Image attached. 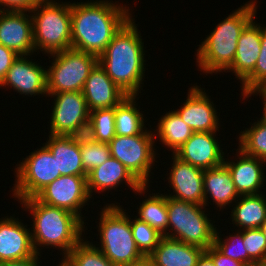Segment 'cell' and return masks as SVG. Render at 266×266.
I'll use <instances>...</instances> for the list:
<instances>
[{
	"label": "cell",
	"instance_id": "6da1fadb",
	"mask_svg": "<svg viewBox=\"0 0 266 266\" xmlns=\"http://www.w3.org/2000/svg\"><path fill=\"white\" fill-rule=\"evenodd\" d=\"M109 1L71 3L73 49L99 57L114 34L132 16L129 6Z\"/></svg>",
	"mask_w": 266,
	"mask_h": 266
},
{
	"label": "cell",
	"instance_id": "7a4b0ae2",
	"mask_svg": "<svg viewBox=\"0 0 266 266\" xmlns=\"http://www.w3.org/2000/svg\"><path fill=\"white\" fill-rule=\"evenodd\" d=\"M134 20L131 16L114 34L98 63L124 93L138 96L143 90L146 51Z\"/></svg>",
	"mask_w": 266,
	"mask_h": 266
},
{
	"label": "cell",
	"instance_id": "3957f363",
	"mask_svg": "<svg viewBox=\"0 0 266 266\" xmlns=\"http://www.w3.org/2000/svg\"><path fill=\"white\" fill-rule=\"evenodd\" d=\"M18 202L21 203L22 209L25 208L24 210L33 216L31 236L38 255L41 254V247H53L63 253V260L84 239L82 233L85 234V223L74 213L42 203L35 197L21 199Z\"/></svg>",
	"mask_w": 266,
	"mask_h": 266
},
{
	"label": "cell",
	"instance_id": "277c9868",
	"mask_svg": "<svg viewBox=\"0 0 266 266\" xmlns=\"http://www.w3.org/2000/svg\"><path fill=\"white\" fill-rule=\"evenodd\" d=\"M257 0H250L215 26L199 44L195 56L197 66L204 74L226 72L234 61L238 39L245 26L255 18Z\"/></svg>",
	"mask_w": 266,
	"mask_h": 266
},
{
	"label": "cell",
	"instance_id": "5b68a950",
	"mask_svg": "<svg viewBox=\"0 0 266 266\" xmlns=\"http://www.w3.org/2000/svg\"><path fill=\"white\" fill-rule=\"evenodd\" d=\"M30 13L35 52L50 55L72 48L71 2L41 0Z\"/></svg>",
	"mask_w": 266,
	"mask_h": 266
},
{
	"label": "cell",
	"instance_id": "8992f818",
	"mask_svg": "<svg viewBox=\"0 0 266 266\" xmlns=\"http://www.w3.org/2000/svg\"><path fill=\"white\" fill-rule=\"evenodd\" d=\"M116 204L108 203L103 209L101 208L99 226L97 225L101 243L94 246L111 263L123 266L139 260L144 255L137 248L133 238L130 215L120 203Z\"/></svg>",
	"mask_w": 266,
	"mask_h": 266
},
{
	"label": "cell",
	"instance_id": "52a82bcc",
	"mask_svg": "<svg viewBox=\"0 0 266 266\" xmlns=\"http://www.w3.org/2000/svg\"><path fill=\"white\" fill-rule=\"evenodd\" d=\"M167 237L204 250L214 244L215 221L208 218L204 205L181 201L166 195ZM205 209V210H204ZM206 213V214H205Z\"/></svg>",
	"mask_w": 266,
	"mask_h": 266
},
{
	"label": "cell",
	"instance_id": "ba28073f",
	"mask_svg": "<svg viewBox=\"0 0 266 266\" xmlns=\"http://www.w3.org/2000/svg\"><path fill=\"white\" fill-rule=\"evenodd\" d=\"M49 56L53 62L47 69L48 94L82 92L90 71L98 63L96 55L73 48Z\"/></svg>",
	"mask_w": 266,
	"mask_h": 266
},
{
	"label": "cell",
	"instance_id": "9c48e42d",
	"mask_svg": "<svg viewBox=\"0 0 266 266\" xmlns=\"http://www.w3.org/2000/svg\"><path fill=\"white\" fill-rule=\"evenodd\" d=\"M154 132L132 136L116 135L108 144L111 156L119 160L143 185H148L154 167L156 150ZM155 145V146H154Z\"/></svg>",
	"mask_w": 266,
	"mask_h": 266
},
{
	"label": "cell",
	"instance_id": "30bf717a",
	"mask_svg": "<svg viewBox=\"0 0 266 266\" xmlns=\"http://www.w3.org/2000/svg\"><path fill=\"white\" fill-rule=\"evenodd\" d=\"M16 179L12 194L19 200L35 197L42 189L57 179V164L50 150L43 144L30 152L16 165Z\"/></svg>",
	"mask_w": 266,
	"mask_h": 266
},
{
	"label": "cell",
	"instance_id": "8fae6325",
	"mask_svg": "<svg viewBox=\"0 0 266 266\" xmlns=\"http://www.w3.org/2000/svg\"><path fill=\"white\" fill-rule=\"evenodd\" d=\"M47 96L54 97L49 133L63 136L85 135L90 111L82 92H62Z\"/></svg>",
	"mask_w": 266,
	"mask_h": 266
},
{
	"label": "cell",
	"instance_id": "7c38bea8",
	"mask_svg": "<svg viewBox=\"0 0 266 266\" xmlns=\"http://www.w3.org/2000/svg\"><path fill=\"white\" fill-rule=\"evenodd\" d=\"M87 176L61 175L44 189L35 198L47 205L64 208L83 221L82 208L91 199L87 190Z\"/></svg>",
	"mask_w": 266,
	"mask_h": 266
},
{
	"label": "cell",
	"instance_id": "4fadbf2b",
	"mask_svg": "<svg viewBox=\"0 0 266 266\" xmlns=\"http://www.w3.org/2000/svg\"><path fill=\"white\" fill-rule=\"evenodd\" d=\"M28 12V14H27ZM30 11L0 10V44L19 56L35 52Z\"/></svg>",
	"mask_w": 266,
	"mask_h": 266
},
{
	"label": "cell",
	"instance_id": "5bb4252c",
	"mask_svg": "<svg viewBox=\"0 0 266 266\" xmlns=\"http://www.w3.org/2000/svg\"><path fill=\"white\" fill-rule=\"evenodd\" d=\"M204 89L198 85L191 86L181 108L174 111L194 132H219L216 105Z\"/></svg>",
	"mask_w": 266,
	"mask_h": 266
},
{
	"label": "cell",
	"instance_id": "9a60e30c",
	"mask_svg": "<svg viewBox=\"0 0 266 266\" xmlns=\"http://www.w3.org/2000/svg\"><path fill=\"white\" fill-rule=\"evenodd\" d=\"M32 60L27 55L18 56L0 83V88L8 86L21 95L34 97L45 94L47 97V68Z\"/></svg>",
	"mask_w": 266,
	"mask_h": 266
},
{
	"label": "cell",
	"instance_id": "2e32d148",
	"mask_svg": "<svg viewBox=\"0 0 266 266\" xmlns=\"http://www.w3.org/2000/svg\"><path fill=\"white\" fill-rule=\"evenodd\" d=\"M217 132H194L193 135L174 153L180 160L202 170L211 169L224 163Z\"/></svg>",
	"mask_w": 266,
	"mask_h": 266
},
{
	"label": "cell",
	"instance_id": "e0dca14e",
	"mask_svg": "<svg viewBox=\"0 0 266 266\" xmlns=\"http://www.w3.org/2000/svg\"><path fill=\"white\" fill-rule=\"evenodd\" d=\"M87 190L92 198V193L116 190L122 183L139 195L147 193L150 185H143L119 160L110 157L101 166L92 169L86 177Z\"/></svg>",
	"mask_w": 266,
	"mask_h": 266
},
{
	"label": "cell",
	"instance_id": "ac0fdd59",
	"mask_svg": "<svg viewBox=\"0 0 266 266\" xmlns=\"http://www.w3.org/2000/svg\"><path fill=\"white\" fill-rule=\"evenodd\" d=\"M171 155H173V163L167 180L173 193L165 195L181 201L204 205V170L180 160L174 154Z\"/></svg>",
	"mask_w": 266,
	"mask_h": 266
},
{
	"label": "cell",
	"instance_id": "d6986e66",
	"mask_svg": "<svg viewBox=\"0 0 266 266\" xmlns=\"http://www.w3.org/2000/svg\"><path fill=\"white\" fill-rule=\"evenodd\" d=\"M18 217L0 219V263L31 258L37 253L32 243L31 229Z\"/></svg>",
	"mask_w": 266,
	"mask_h": 266
},
{
	"label": "cell",
	"instance_id": "ffe728a7",
	"mask_svg": "<svg viewBox=\"0 0 266 266\" xmlns=\"http://www.w3.org/2000/svg\"><path fill=\"white\" fill-rule=\"evenodd\" d=\"M236 151L237 159L228 161V158H224V164L232 175L237 193L239 196L262 193L261 189H263L264 182H266V176L264 175L266 173L263 169V164L266 165V161L247 155L239 148Z\"/></svg>",
	"mask_w": 266,
	"mask_h": 266
},
{
	"label": "cell",
	"instance_id": "44dd1931",
	"mask_svg": "<svg viewBox=\"0 0 266 266\" xmlns=\"http://www.w3.org/2000/svg\"><path fill=\"white\" fill-rule=\"evenodd\" d=\"M89 111L116 107L128 95L124 93L97 63L82 89Z\"/></svg>",
	"mask_w": 266,
	"mask_h": 266
},
{
	"label": "cell",
	"instance_id": "7402d4cb",
	"mask_svg": "<svg viewBox=\"0 0 266 266\" xmlns=\"http://www.w3.org/2000/svg\"><path fill=\"white\" fill-rule=\"evenodd\" d=\"M254 19L243 29L232 66L226 71L235 73L240 83L254 70L261 49V24Z\"/></svg>",
	"mask_w": 266,
	"mask_h": 266
},
{
	"label": "cell",
	"instance_id": "603a6c76",
	"mask_svg": "<svg viewBox=\"0 0 266 266\" xmlns=\"http://www.w3.org/2000/svg\"><path fill=\"white\" fill-rule=\"evenodd\" d=\"M44 145L50 150L57 164L60 175L87 176L83 169L80 152V136L49 134Z\"/></svg>",
	"mask_w": 266,
	"mask_h": 266
},
{
	"label": "cell",
	"instance_id": "cb8c5ba5",
	"mask_svg": "<svg viewBox=\"0 0 266 266\" xmlns=\"http://www.w3.org/2000/svg\"><path fill=\"white\" fill-rule=\"evenodd\" d=\"M203 182L205 207L210 203L208 202V200L210 201L209 198L213 200V204L215 202L216 207L220 210L226 208L227 205L231 206V203L233 204L239 198L232 175L224 163L204 170Z\"/></svg>",
	"mask_w": 266,
	"mask_h": 266
},
{
	"label": "cell",
	"instance_id": "d4e9b609",
	"mask_svg": "<svg viewBox=\"0 0 266 266\" xmlns=\"http://www.w3.org/2000/svg\"><path fill=\"white\" fill-rule=\"evenodd\" d=\"M204 249L163 236L149 255L154 266H196Z\"/></svg>",
	"mask_w": 266,
	"mask_h": 266
},
{
	"label": "cell",
	"instance_id": "484cf974",
	"mask_svg": "<svg viewBox=\"0 0 266 266\" xmlns=\"http://www.w3.org/2000/svg\"><path fill=\"white\" fill-rule=\"evenodd\" d=\"M231 220L238 230L259 228L266 219L265 194L241 195L233 204Z\"/></svg>",
	"mask_w": 266,
	"mask_h": 266
},
{
	"label": "cell",
	"instance_id": "4316f807",
	"mask_svg": "<svg viewBox=\"0 0 266 266\" xmlns=\"http://www.w3.org/2000/svg\"><path fill=\"white\" fill-rule=\"evenodd\" d=\"M161 116L157 129L153 130L154 138H159V141L174 154L193 135L194 131L173 110Z\"/></svg>",
	"mask_w": 266,
	"mask_h": 266
},
{
	"label": "cell",
	"instance_id": "83f0119b",
	"mask_svg": "<svg viewBox=\"0 0 266 266\" xmlns=\"http://www.w3.org/2000/svg\"><path fill=\"white\" fill-rule=\"evenodd\" d=\"M138 99L136 95H128L115 107L116 135L132 136L147 131L145 117L136 105Z\"/></svg>",
	"mask_w": 266,
	"mask_h": 266
},
{
	"label": "cell",
	"instance_id": "f1b7e54d",
	"mask_svg": "<svg viewBox=\"0 0 266 266\" xmlns=\"http://www.w3.org/2000/svg\"><path fill=\"white\" fill-rule=\"evenodd\" d=\"M151 195V196H150ZM147 197L137 207L138 215L135 216L140 221L146 222L148 225L156 229L160 234L167 237L168 231V211L166 205V195L161 193H153Z\"/></svg>",
	"mask_w": 266,
	"mask_h": 266
},
{
	"label": "cell",
	"instance_id": "f546056e",
	"mask_svg": "<svg viewBox=\"0 0 266 266\" xmlns=\"http://www.w3.org/2000/svg\"><path fill=\"white\" fill-rule=\"evenodd\" d=\"M261 117L240 131L238 148L247 155L266 161V116Z\"/></svg>",
	"mask_w": 266,
	"mask_h": 266
},
{
	"label": "cell",
	"instance_id": "4dcf8cb0",
	"mask_svg": "<svg viewBox=\"0 0 266 266\" xmlns=\"http://www.w3.org/2000/svg\"><path fill=\"white\" fill-rule=\"evenodd\" d=\"M86 135L91 139L109 143L115 136V107L90 111Z\"/></svg>",
	"mask_w": 266,
	"mask_h": 266
},
{
	"label": "cell",
	"instance_id": "1f68e13d",
	"mask_svg": "<svg viewBox=\"0 0 266 266\" xmlns=\"http://www.w3.org/2000/svg\"><path fill=\"white\" fill-rule=\"evenodd\" d=\"M242 99L266 87V26L261 25V49L254 70L241 82Z\"/></svg>",
	"mask_w": 266,
	"mask_h": 266
},
{
	"label": "cell",
	"instance_id": "d6a6232c",
	"mask_svg": "<svg viewBox=\"0 0 266 266\" xmlns=\"http://www.w3.org/2000/svg\"><path fill=\"white\" fill-rule=\"evenodd\" d=\"M63 260L68 266H116L86 238L77 244Z\"/></svg>",
	"mask_w": 266,
	"mask_h": 266
},
{
	"label": "cell",
	"instance_id": "836d02e7",
	"mask_svg": "<svg viewBox=\"0 0 266 266\" xmlns=\"http://www.w3.org/2000/svg\"><path fill=\"white\" fill-rule=\"evenodd\" d=\"M80 152L83 169L87 174L111 157L108 143L95 141L86 134L80 136Z\"/></svg>",
	"mask_w": 266,
	"mask_h": 266
},
{
	"label": "cell",
	"instance_id": "e575fe53",
	"mask_svg": "<svg viewBox=\"0 0 266 266\" xmlns=\"http://www.w3.org/2000/svg\"><path fill=\"white\" fill-rule=\"evenodd\" d=\"M216 229L214 236V246L225 256L233 260L244 263L246 266H256V264L249 258L243 242L242 230H237L236 233L226 236V239L219 235Z\"/></svg>",
	"mask_w": 266,
	"mask_h": 266
},
{
	"label": "cell",
	"instance_id": "d590c367",
	"mask_svg": "<svg viewBox=\"0 0 266 266\" xmlns=\"http://www.w3.org/2000/svg\"><path fill=\"white\" fill-rule=\"evenodd\" d=\"M130 226L137 248L144 256H149L163 237L156 229L138 218L131 219Z\"/></svg>",
	"mask_w": 266,
	"mask_h": 266
},
{
	"label": "cell",
	"instance_id": "8d00e7d4",
	"mask_svg": "<svg viewBox=\"0 0 266 266\" xmlns=\"http://www.w3.org/2000/svg\"><path fill=\"white\" fill-rule=\"evenodd\" d=\"M243 244L249 258L256 264L266 263V239L259 228L242 230Z\"/></svg>",
	"mask_w": 266,
	"mask_h": 266
},
{
	"label": "cell",
	"instance_id": "74e56055",
	"mask_svg": "<svg viewBox=\"0 0 266 266\" xmlns=\"http://www.w3.org/2000/svg\"><path fill=\"white\" fill-rule=\"evenodd\" d=\"M18 56L14 51L0 44V83Z\"/></svg>",
	"mask_w": 266,
	"mask_h": 266
},
{
	"label": "cell",
	"instance_id": "f35d334b",
	"mask_svg": "<svg viewBox=\"0 0 266 266\" xmlns=\"http://www.w3.org/2000/svg\"><path fill=\"white\" fill-rule=\"evenodd\" d=\"M215 266H246L244 263L223 255L214 245L205 250Z\"/></svg>",
	"mask_w": 266,
	"mask_h": 266
},
{
	"label": "cell",
	"instance_id": "ab89813d",
	"mask_svg": "<svg viewBox=\"0 0 266 266\" xmlns=\"http://www.w3.org/2000/svg\"><path fill=\"white\" fill-rule=\"evenodd\" d=\"M39 1L41 0H0V10L30 11Z\"/></svg>",
	"mask_w": 266,
	"mask_h": 266
},
{
	"label": "cell",
	"instance_id": "60d3db41",
	"mask_svg": "<svg viewBox=\"0 0 266 266\" xmlns=\"http://www.w3.org/2000/svg\"><path fill=\"white\" fill-rule=\"evenodd\" d=\"M39 256L41 255L36 254L31 258H26L23 260L1 262L0 266H40L39 264L41 263L38 262L40 260Z\"/></svg>",
	"mask_w": 266,
	"mask_h": 266
},
{
	"label": "cell",
	"instance_id": "b9f144b4",
	"mask_svg": "<svg viewBox=\"0 0 266 266\" xmlns=\"http://www.w3.org/2000/svg\"><path fill=\"white\" fill-rule=\"evenodd\" d=\"M123 266H154V263L150 256H143L139 260Z\"/></svg>",
	"mask_w": 266,
	"mask_h": 266
},
{
	"label": "cell",
	"instance_id": "7bdbcfd3",
	"mask_svg": "<svg viewBox=\"0 0 266 266\" xmlns=\"http://www.w3.org/2000/svg\"><path fill=\"white\" fill-rule=\"evenodd\" d=\"M196 266H215L212 259L204 252L197 261Z\"/></svg>",
	"mask_w": 266,
	"mask_h": 266
},
{
	"label": "cell",
	"instance_id": "ee69618b",
	"mask_svg": "<svg viewBox=\"0 0 266 266\" xmlns=\"http://www.w3.org/2000/svg\"><path fill=\"white\" fill-rule=\"evenodd\" d=\"M258 96H261L262 97V102H263V114L262 115H264V116H266V87L265 88H263V89H261L260 91H258L257 93H256Z\"/></svg>",
	"mask_w": 266,
	"mask_h": 266
},
{
	"label": "cell",
	"instance_id": "f6af8a7d",
	"mask_svg": "<svg viewBox=\"0 0 266 266\" xmlns=\"http://www.w3.org/2000/svg\"><path fill=\"white\" fill-rule=\"evenodd\" d=\"M259 229L261 230L263 236L266 239V219L261 223Z\"/></svg>",
	"mask_w": 266,
	"mask_h": 266
},
{
	"label": "cell",
	"instance_id": "bcb514c9",
	"mask_svg": "<svg viewBox=\"0 0 266 266\" xmlns=\"http://www.w3.org/2000/svg\"><path fill=\"white\" fill-rule=\"evenodd\" d=\"M57 266H68V264L64 260H61Z\"/></svg>",
	"mask_w": 266,
	"mask_h": 266
},
{
	"label": "cell",
	"instance_id": "7dc6e473",
	"mask_svg": "<svg viewBox=\"0 0 266 266\" xmlns=\"http://www.w3.org/2000/svg\"><path fill=\"white\" fill-rule=\"evenodd\" d=\"M256 266H266V263L259 264V265H256Z\"/></svg>",
	"mask_w": 266,
	"mask_h": 266
}]
</instances>
